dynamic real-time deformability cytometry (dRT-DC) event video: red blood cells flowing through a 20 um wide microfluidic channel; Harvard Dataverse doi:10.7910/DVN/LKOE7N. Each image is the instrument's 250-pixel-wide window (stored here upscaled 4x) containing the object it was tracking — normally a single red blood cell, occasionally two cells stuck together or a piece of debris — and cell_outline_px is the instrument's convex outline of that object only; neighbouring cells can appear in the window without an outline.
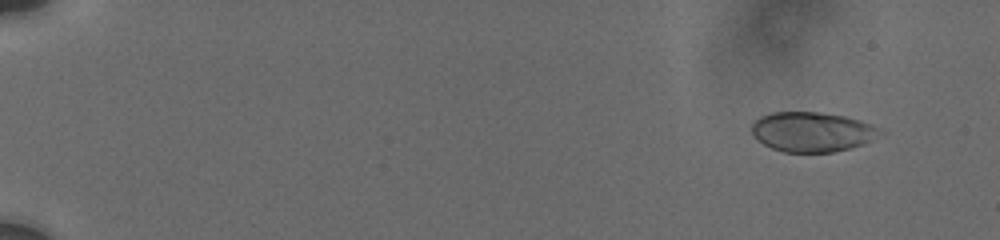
{"species": "human", "species_latin": "Homo sapiens", "temperature_condition": "cold", "stored_images_in_passage": 73, "camera_frame_rate_fps": 3000, "um_per_image_px": 0.085, "donor": {"sex": "male"}, "frame": {"image": 1, "passage_image": 10, "time_ms": 1.667, "image_size_px": [1000, 240], "cell_outline_px": [[888, 132], [864, 144], [832, 152], [784, 152], [772, 148], [756, 140], [752, 132], [752, 124], [760, 116], [772, 112], [820, 112], [844, 116], [860, 120], [872, 124]], "centroid_in_image_um": [69.07, 11.2], "position_along_channel_um": 15.9, "area_um2": 30.0}}
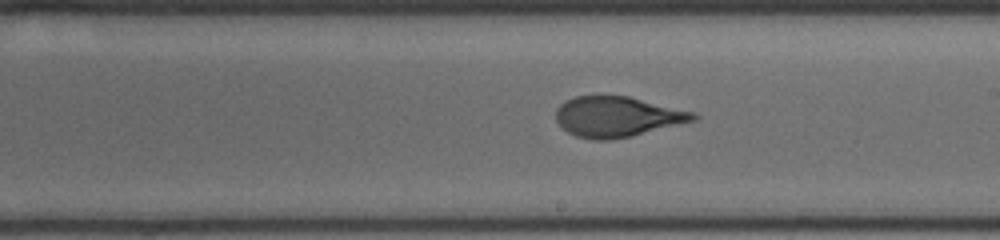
{"frame": {"image": 2, "passage_image": 41, "time_ms": 12.0, "image_size_px": [1000, 240], "cell_outline_px": [[700, 116], [696, 120], [632, 136], [608, 140], [592, 140], [576, 136], [568, 132], [556, 120], [556, 108], [564, 100], [576, 96], [628, 96], [696, 112]], "centroid_in_image_um": [52.48, 9.92], "position_along_channel_um": 236.5, "area_um2": 32.37}}
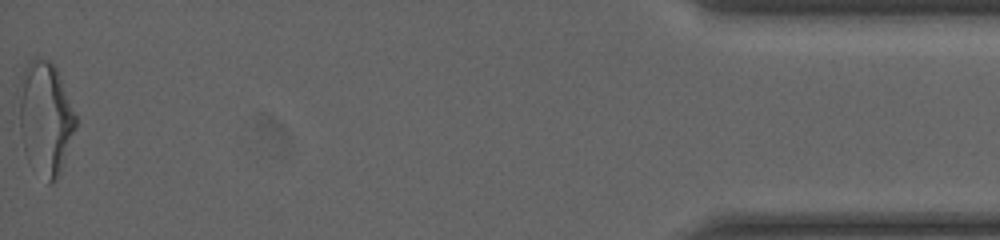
{"frame": {"image": 3, "passage_image": 73, "time_ms": 19.333, "image_size_px": [1000, 240], "cell_outline_px": [[76, 128], [60, 172], [56, 180], [48, 184], [28, 164], [24, 152], [20, 132], [16, 88], [24, 68], [28, 60], [32, 56], [36, 56], [52, 60], [56, 68], [76, 116]], "centroid_in_image_um": [3.79, 10.01], "position_along_channel_um": 431.4, "area_um2": 38.44}, "authors_computed_cell_mechanics": {"area_um2": 32.3102, "velocity_mm_per_s": 3.7488, "shape_relaxation_time_tau1_ms": 6.5343, "shape_relaxation_time_tau2_ms": 0.933, "deformation_change_tau1": 0.2088, "deformation_change_tau2": 0.0636}}